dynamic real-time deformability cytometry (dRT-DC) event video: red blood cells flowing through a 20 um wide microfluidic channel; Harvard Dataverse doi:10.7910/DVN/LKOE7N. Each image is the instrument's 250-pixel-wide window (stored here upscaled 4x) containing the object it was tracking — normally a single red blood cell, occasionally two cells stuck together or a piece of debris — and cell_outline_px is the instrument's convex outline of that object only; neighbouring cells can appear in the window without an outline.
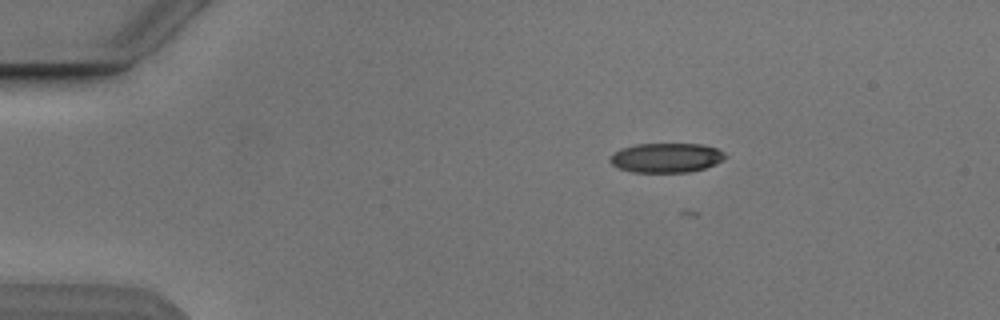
{"species": "Egyptian fruit bat (a non-hibernating species)", "species_latin": "Rousettus aegyptiacus", "temperature_condition": "cold", "stored_images_in_passage": 2, "camera_frame_rate_fps": 3000, "um_per_image_px": 0.085, "animal": {"sex": "male"}, "frame": {"image": 1, "passage_image": 2, "time_ms": 1.333, "image_size_px": [1000, 320], "cell_outline_px": [[728, 156], [724, 160], [716, 164], [704, 168], [688, 172], [632, 172], [620, 168], [612, 164], [608, 160], [608, 156], [612, 152], [620, 148], [636, 144], [704, 144], [716, 148], [724, 152]], "centroid_in_image_um": [56.62, 13.4], "position_along_channel_um": 28.4, "area_um2": 20.06}}